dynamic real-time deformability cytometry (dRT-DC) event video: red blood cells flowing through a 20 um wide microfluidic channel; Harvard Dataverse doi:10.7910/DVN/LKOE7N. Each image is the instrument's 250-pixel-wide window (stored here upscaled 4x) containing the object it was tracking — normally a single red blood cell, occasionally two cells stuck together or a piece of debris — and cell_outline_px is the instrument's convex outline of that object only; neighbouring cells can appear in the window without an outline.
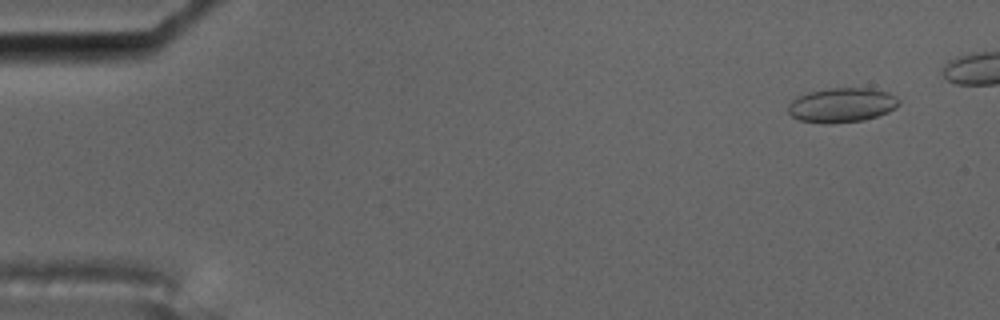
{"species": "common noctule bat (a hibernating species)", "species_latin": "Nyctalus noctula", "temperature_condition": "cold", "stored_images_in_passage": 6, "camera_frame_rate_fps": 3000, "um_per_image_px": 0.085, "animal": {"sex": "male", "body_mass_g": 17.5, "forearm_length_mm": 52.3}, "frame": {"image": 1, "passage_image": 1, "time_ms": 0.0, "image_size_px": [1000, 320], "cell_outline_px": [[900, 104], [896, 108], [888, 112], [864, 120], [832, 124], [800, 120], [792, 116], [788, 112], [788, 104], [796, 96], [808, 92], [828, 88], [868, 88], [888, 92], [896, 96], [900, 100]], "centroid_in_image_um": [71.56, 8.93], "position_along_channel_um": 13.4, "area_um2": 22.43}}